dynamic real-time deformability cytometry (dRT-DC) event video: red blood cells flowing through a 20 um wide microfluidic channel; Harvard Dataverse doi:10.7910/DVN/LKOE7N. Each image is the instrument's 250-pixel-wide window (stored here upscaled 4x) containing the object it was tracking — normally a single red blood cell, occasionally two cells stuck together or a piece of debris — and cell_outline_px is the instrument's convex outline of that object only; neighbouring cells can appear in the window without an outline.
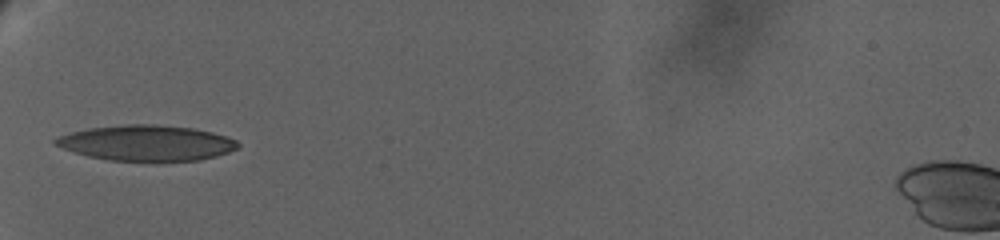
{"species": "human", "species_latin": "Homo sapiens", "temperature_condition": "warm", "stored_images_in_passage": 33, "camera_frame_rate_fps": 3000, "um_per_image_px": 0.085, "donor": {"sex": "female"}, "frame": {"image": 1, "passage_image": 1, "time_ms": 0.0, "image_size_px": [1000, 240], "cell_outline_px": [[240, 144], [236, 148], [228, 152], [216, 156], [200, 160], [108, 160], [88, 156], [52, 144], [52, 140], [60, 136], [72, 132], [88, 128], [124, 124], [156, 124], [192, 128], [212, 132], [236, 140]], "centroid_in_image_um": [12.44, 12.14], "position_along_channel_um": 72.6, "area_um2": 37.4}}
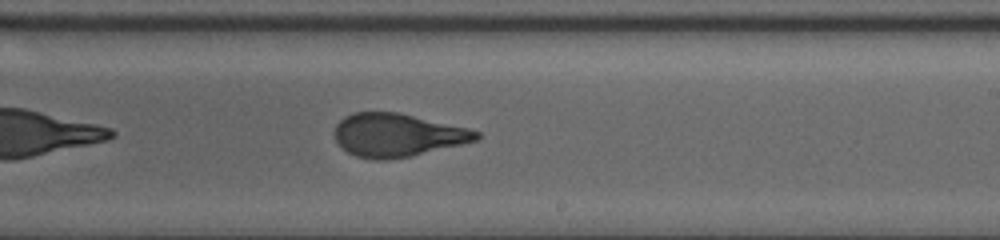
{"frame": {"image": 2, "passage_image": 15, "time_ms": 6.333, "image_size_px": [1000, 240], "cell_outline_px": [[480, 136], [476, 140], [460, 144], [408, 156], [388, 160], [376, 160], [356, 156], [348, 152], [336, 140], [332, 132], [336, 124], [344, 116], [352, 112], [396, 112], [468, 128], [480, 132]], "centroid_in_image_um": [33.71, 11.47], "position_along_channel_um": 255.3, "area_um2": 35.26}}
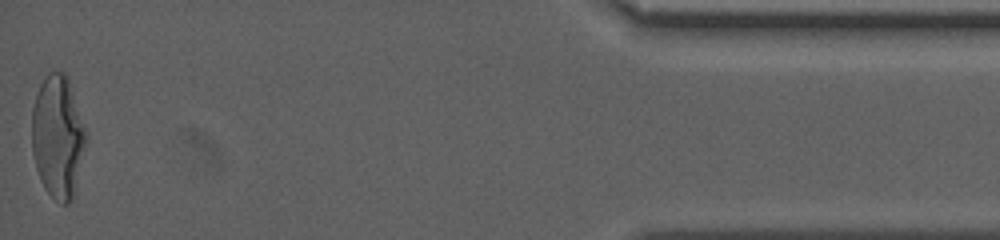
{"frame": {"image": 3, "passage_image": 33, "time_ms": 14.333, "image_size_px": [1000, 240], "cell_outline_px": [[88, 140], [72, 200], [68, 204], [60, 204], [44, 188], [40, 180], [36, 168], [32, 152], [32, 108], [40, 84], [48, 72], [64, 72], [68, 76], [88, 136]], "centroid_in_image_um": [4.93, 11.62], "position_along_channel_um": 430.3, "area_um2": 39.07}, "authors_computed_cell_mechanics": {"area_um2": 36.1828, "velocity_mm_per_s": 2.9954, "shape_relaxation_time_tau1_ms": 9.1731, "shape_relaxation_time_tau2_ms": 1.0882, "deformation_change_tau1": 0.2797, "deformation_change_tau2": 0.0823}}